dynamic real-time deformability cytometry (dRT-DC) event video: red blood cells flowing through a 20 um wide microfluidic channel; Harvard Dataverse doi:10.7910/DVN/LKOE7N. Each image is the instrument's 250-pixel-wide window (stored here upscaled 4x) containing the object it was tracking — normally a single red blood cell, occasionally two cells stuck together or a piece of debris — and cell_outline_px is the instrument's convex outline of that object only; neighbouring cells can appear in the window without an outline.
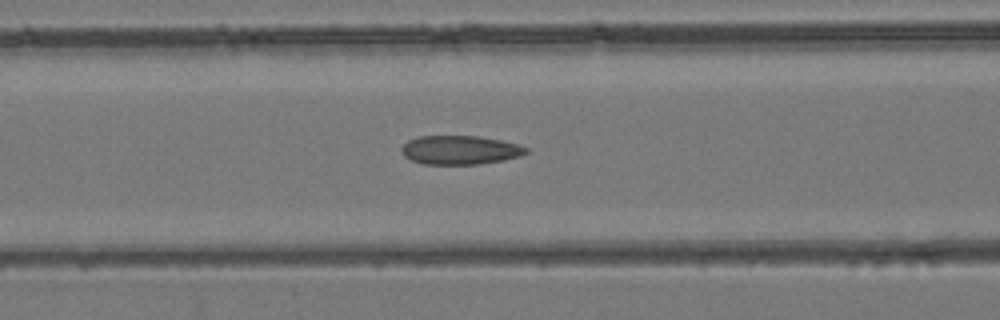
{"species": "common noctule bat (a hibernating species)", "species_latin": "Nyctalus noctula", "temperature_condition": "room temperature", "stored_images_in_passage": 42, "camera_frame_rate_fps": 3000, "um_per_image_px": 0.085, "animal": {"sex": "female", "body_mass_g": 24.6, "forearm_length_mm": 56.2}, "frame": {"image": 1, "passage_image": 13, "time_ms": 4.0, "image_size_px": [1000, 320], "cell_outline_px": [[528, 152], [520, 156], [504, 160], [480, 164], [424, 164], [412, 160], [404, 156], [400, 152], [400, 148], [408, 140], [420, 136], [476, 136], [500, 140], [516, 144], [528, 148]], "centroid_in_image_um": [39.08, 12.75], "position_along_channel_um": 127.5, "area_um2": 20.92}}
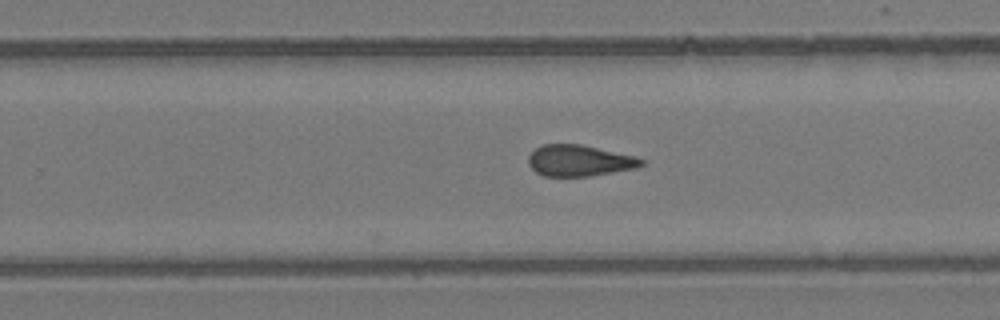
{"frame": {"image": 2, "passage_image": 24, "time_ms": 7.667, "image_size_px": [1000, 320], "cell_outline_px": [[644, 164], [636, 168], [592, 176], [544, 176], [536, 172], [528, 164], [528, 156], [536, 148], [544, 144], [580, 144], [636, 156], [644, 160]], "centroid_in_image_um": [49.25, 13.65], "position_along_channel_um": 280.5, "area_um2": 20.58}}
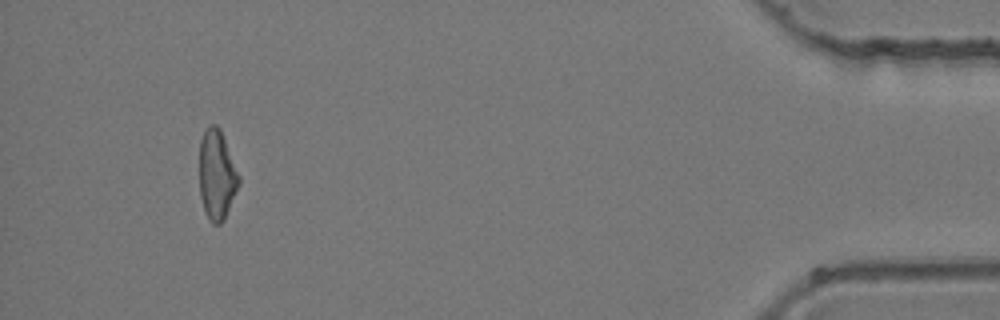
{"frame": {"image": 3, "passage_image": 39, "time_ms": 12.667, "image_size_px": [1000, 320], "cell_outline_px": [[240, 184], [224, 220], [220, 224], [212, 224], [208, 220], [200, 196], [200, 140], [204, 132], [212, 124], [216, 124], [220, 128], [240, 176]], "centroid_in_image_um": [18.44, 14.89], "position_along_channel_um": 416.8, "area_um2": 20.63}}